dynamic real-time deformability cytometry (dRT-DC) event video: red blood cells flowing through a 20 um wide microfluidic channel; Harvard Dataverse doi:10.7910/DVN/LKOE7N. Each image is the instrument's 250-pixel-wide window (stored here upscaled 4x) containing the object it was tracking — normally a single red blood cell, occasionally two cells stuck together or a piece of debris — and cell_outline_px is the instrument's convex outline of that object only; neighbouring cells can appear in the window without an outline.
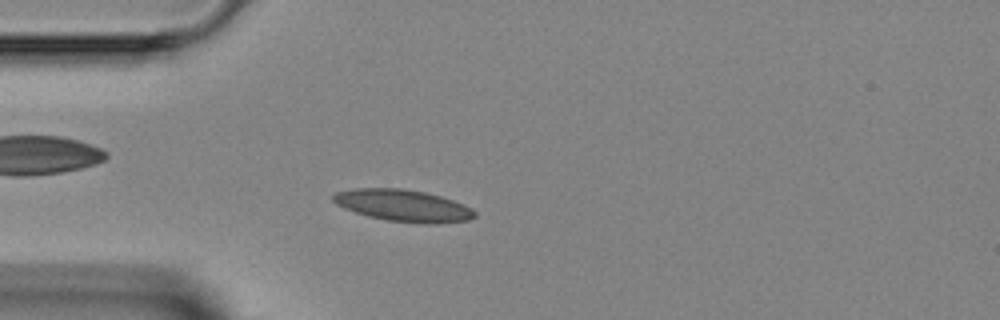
{"species": "Egyptian fruit bat (a non-hibernating species)", "species_latin": "Rousettus aegyptiacus", "temperature_condition": "room temperature", "stored_images_in_passage": 46, "camera_frame_rate_fps": 3000, "um_per_image_px": 0.085, "animal": {"sex": "female"}, "frame": {"image": 1, "passage_image": 12, "time_ms": 3.667, "image_size_px": [1000, 320], "cell_outline_px": [[476, 216], [468, 220], [436, 224], [424, 224], [388, 220], [368, 216], [344, 208], [336, 204], [332, 200], [332, 196], [336, 192], [356, 188], [400, 188], [424, 192], [440, 196], [464, 204], [472, 208], [476, 212]], "centroid_in_image_um": [34.28, 17.47], "position_along_channel_um": 50.7, "area_um2": 26.24}}
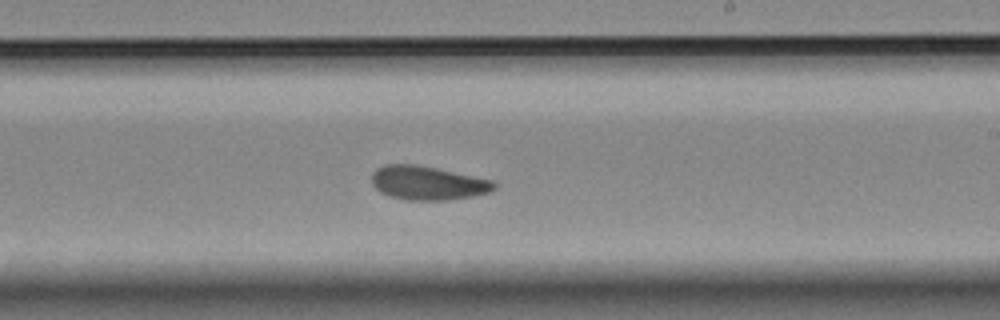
{"frame": {"image": 2, "passage_image": 27, "time_ms": 8.667, "image_size_px": [1000, 320], "cell_outline_px": [[496, 188], [488, 192], [472, 196], [444, 200], [404, 200], [388, 196], [380, 192], [372, 184], [372, 172], [376, 168], [384, 164], [416, 164], [436, 168], [492, 180], [496, 184]], "centroid_in_image_um": [36.3, 15.55], "position_along_channel_um": 252.7, "area_um2": 24.16}}
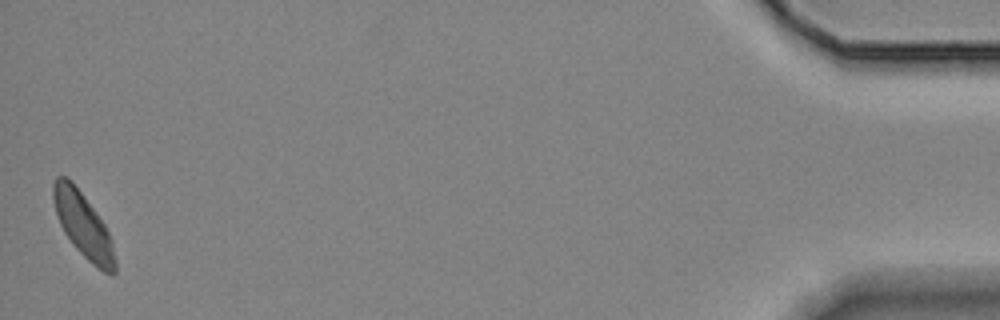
{"frame": {"image": 3, "passage_image": 46, "time_ms": 15.0, "image_size_px": [1000, 320], "cell_outline_px": [[116, 272], [112, 276], [104, 272], [92, 264], [72, 244], [64, 232], [60, 224], [56, 212], [52, 196], [52, 184], [56, 176], [64, 176], [72, 180], [104, 224], [112, 240], [116, 260]], "centroid_in_image_um": [7.07, 19.15], "position_along_channel_um": 428.1, "area_um2": 23.24}}